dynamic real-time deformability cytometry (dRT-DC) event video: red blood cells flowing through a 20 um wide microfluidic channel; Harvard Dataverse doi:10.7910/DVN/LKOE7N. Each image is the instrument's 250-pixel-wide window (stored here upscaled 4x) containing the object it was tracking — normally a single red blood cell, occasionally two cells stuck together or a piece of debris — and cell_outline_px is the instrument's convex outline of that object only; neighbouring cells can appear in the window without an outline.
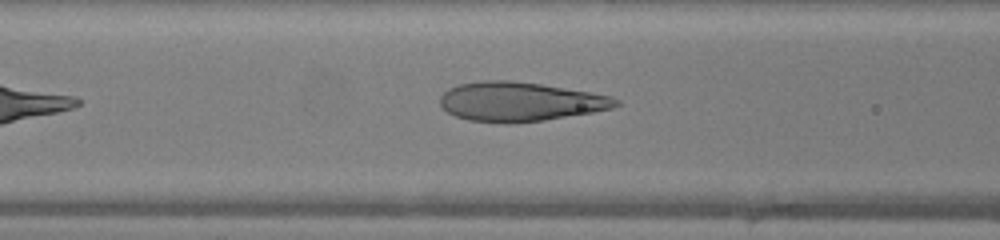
{"species": "human", "species_latin": "Homo sapiens", "temperature_condition": "warm", "stored_images_in_passage": 33, "camera_frame_rate_fps": 3000, "um_per_image_px": 0.085, "donor": {"sex": "female"}, "frame": {"image": 1, "passage_image": 8, "time_ms": 2.333, "image_size_px": [1000, 240], "cell_outline_px": [[620, 104], [612, 108], [592, 112], [544, 120], [508, 124], [504, 124], [468, 120], [456, 116], [448, 112], [440, 104], [440, 96], [448, 88], [460, 84], [480, 80], [508, 80], [540, 84], [612, 96], [620, 100]], "centroid_in_image_um": [44.17, 8.65], "position_along_channel_um": 122.4, "area_um2": 40.11}}
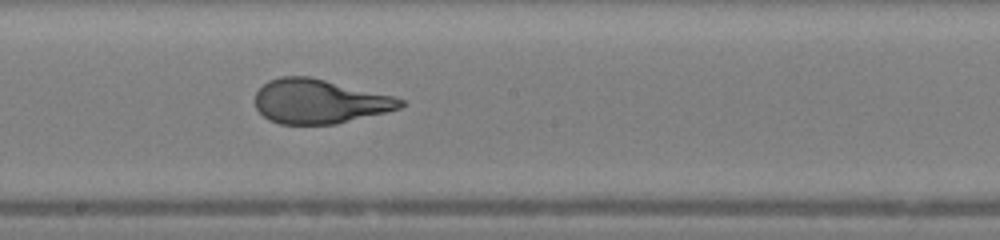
{"frame": {"image": 2, "passage_image": 15, "time_ms": 4.667, "image_size_px": [1000, 240], "cell_outline_px": [[404, 104], [400, 108], [336, 124], [280, 124], [268, 120], [256, 108], [256, 92], [268, 80], [280, 76], [308, 76], [392, 96], [404, 100]], "centroid_in_image_um": [27.1, 8.62], "position_along_channel_um": 221.1, "area_um2": 37.05}}
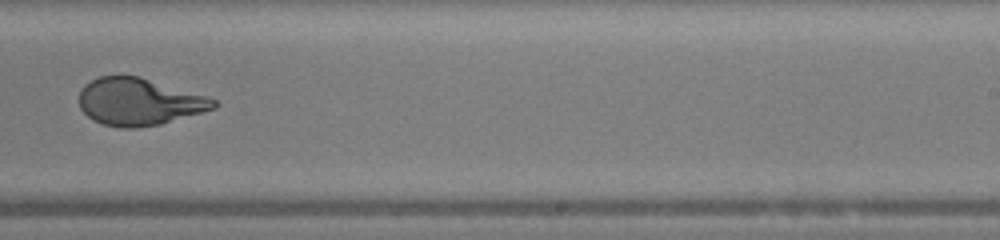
{"frame": {"image": 3, "passage_image": 19, "time_ms": 6.0, "image_size_px": [1000, 240], "cell_outline_px": [[220, 104], [216, 108], [160, 124], [136, 128], [120, 128], [104, 124], [92, 120], [80, 108], [80, 88], [84, 84], [100, 76], [140, 76], [208, 96], [216, 100]], "centroid_in_image_um": [11.84, 8.65], "position_along_channel_um": 277.2, "area_um2": 37.11}, "authors_computed_cell_mechanics": {"area_um2": 38.148, "velocity_mm_per_s": 4.2337, "shape_relaxation_time_tau1_ms": 6.4538, "shape_relaxation_time_tau2_ms": null, "deformation_change_tau1": 0.3292, "deformation_change_tau2": null}}